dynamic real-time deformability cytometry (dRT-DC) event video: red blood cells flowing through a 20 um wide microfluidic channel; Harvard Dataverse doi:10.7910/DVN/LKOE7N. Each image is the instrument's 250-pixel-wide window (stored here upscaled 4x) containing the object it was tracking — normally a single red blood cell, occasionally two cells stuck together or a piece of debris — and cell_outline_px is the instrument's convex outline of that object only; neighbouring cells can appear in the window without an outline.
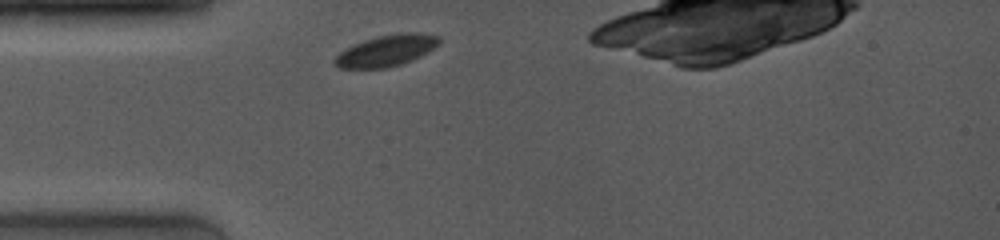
{"species": "common noctule bat (a hibernating species)", "species_latin": "Nyctalus noctula", "temperature_condition": "room temperature", "stored_images_in_passage": 7, "camera_frame_rate_fps": 4000, "um_per_image_px": 0.085, "animal": {"sex": "female", "body_mass_g": 19.0, "forearm_length_mm": 53.3}, "frame": {"image": 1, "passage_image": 1, "time_ms": 0.0, "image_size_px": [1000, 240], "cell_outline_px": [[440, 44], [428, 52], [412, 60], [388, 68], [340, 68], [332, 64], [332, 60], [344, 48], [364, 40], [376, 36], [404, 32], [420, 32], [440, 36]], "centroid_in_image_um": [32.84, 4.29], "position_along_channel_um": 52.2, "area_um2": 19.31}}
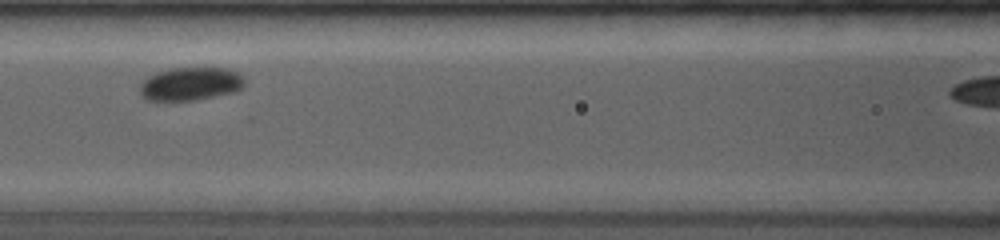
{"frame": {"image": 2, "passage_image": 5, "time_ms": 2.75, "image_size_px": [1000, 240], "cell_outline_px": [[244, 84], [236, 92], [196, 100], [144, 100], [140, 96], [140, 84], [148, 76], [156, 72], [172, 68], [228, 68], [244, 76]], "centroid_in_image_um": [16.18, 7.13], "position_along_channel_um": 150.4, "area_um2": 20.4}}